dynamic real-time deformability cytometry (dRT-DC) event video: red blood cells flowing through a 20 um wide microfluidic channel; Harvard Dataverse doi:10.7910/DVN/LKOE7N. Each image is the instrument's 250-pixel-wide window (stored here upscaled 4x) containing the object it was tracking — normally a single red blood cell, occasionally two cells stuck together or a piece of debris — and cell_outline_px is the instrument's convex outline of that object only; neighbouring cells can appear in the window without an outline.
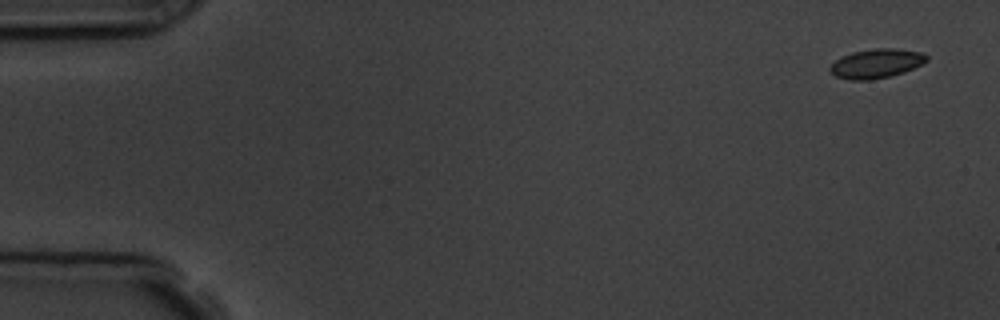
{"species": "common noctule bat (a hibernating species)", "species_latin": "Nyctalus noctula", "temperature_condition": "room temperature", "stored_images_in_passage": 5, "camera_frame_rate_fps": 3000, "um_per_image_px": 0.085, "animal": {"sex": "male", "body_mass_g": 19.5, "forearm_length_mm": 54.6}, "frame": {"image": 1, "passage_image": 1, "time_ms": 0.0, "image_size_px": [1000, 320], "cell_outline_px": [[928, 60], [904, 72], [888, 76], [868, 80], [848, 80], [836, 76], [828, 68], [840, 56], [852, 52], [876, 48], [892, 48], [920, 52], [928, 56]], "centroid_in_image_um": [74.45, 5.39], "position_along_channel_um": 10.5, "area_um2": 16.24}}
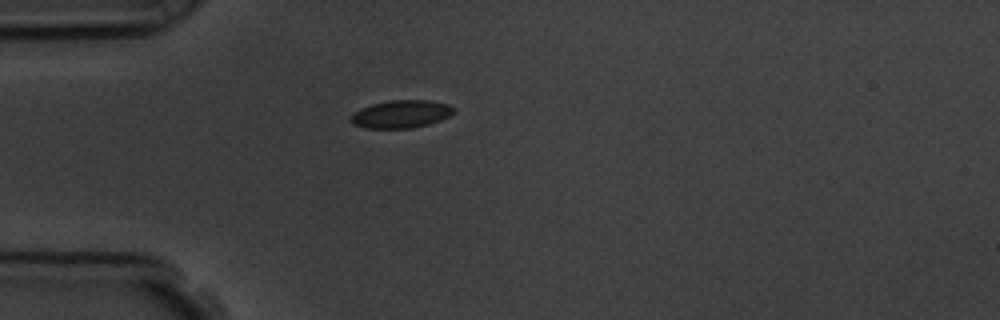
{"frame": {"image": 2, "passage_image": 4, "time_ms": 4.333, "image_size_px": [1000, 320], "cell_outline_px": [[456, 112], [440, 120], [428, 124], [412, 128], [364, 128], [352, 124], [352, 116], [360, 108], [372, 104], [388, 100], [428, 100], [448, 104], [456, 108]], "centroid_in_image_um": [34.13, 9.69], "position_along_channel_um": 50.9, "area_um2": 16.65}}